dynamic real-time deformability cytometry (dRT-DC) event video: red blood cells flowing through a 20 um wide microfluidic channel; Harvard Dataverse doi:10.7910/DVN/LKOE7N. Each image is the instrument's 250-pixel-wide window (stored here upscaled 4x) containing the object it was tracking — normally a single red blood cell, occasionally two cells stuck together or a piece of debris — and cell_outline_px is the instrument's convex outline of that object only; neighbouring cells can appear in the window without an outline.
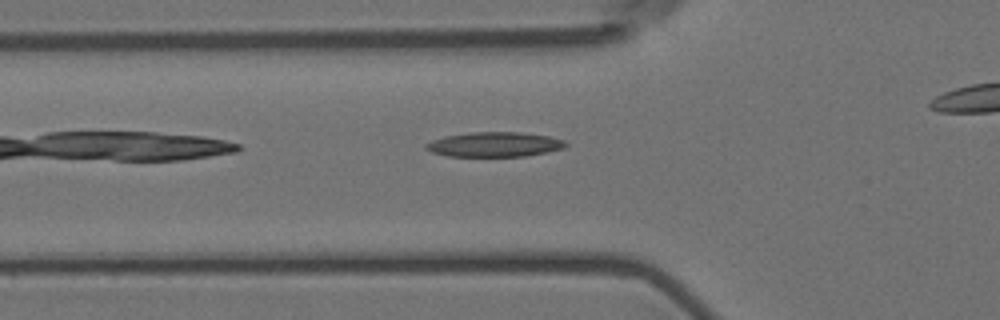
{"species": "Egyptian fruit bat (a non-hibernating species)", "species_latin": "Rousettus aegyptiacus", "temperature_condition": "room temperature", "stored_images_in_passage": 21, "camera_frame_rate_fps": 3000, "um_per_image_px": 0.085, "animal": {"sex": "female"}, "frame": {"image": 1, "passage_image": 4, "time_ms": 1.0, "image_size_px": [1000, 320], "cell_outline_px": [[568, 144], [564, 148], [548, 152], [524, 156], [448, 156], [432, 152], [424, 148], [424, 144], [432, 140], [444, 136], [472, 132], [520, 132], [548, 136], [564, 140]], "centroid_in_image_um": [42.02, 12.27], "position_along_channel_um": 83.8, "area_um2": 20.17}}
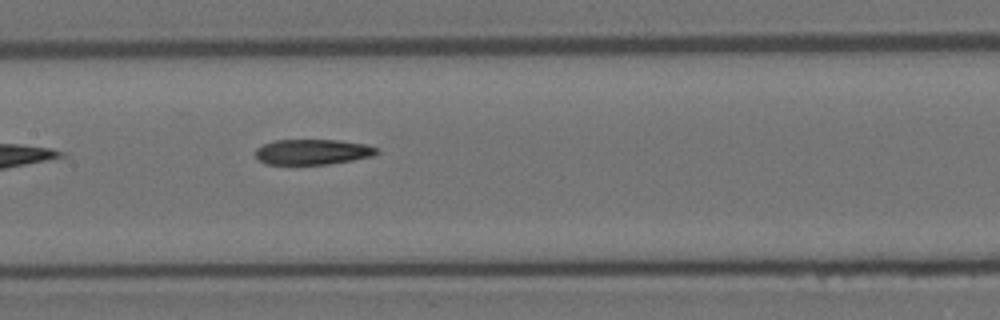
{"frame": {"image": 2, "passage_image": 12, "time_ms": 3.667, "image_size_px": [1000, 320], "cell_outline_px": [[380, 152], [372, 156], [352, 160], [328, 164], [264, 164], [256, 156], [256, 148], [272, 140], [336, 140], [364, 144], [380, 148]], "centroid_in_image_um": [26.58, 12.91], "position_along_channel_um": 180.8, "area_um2": 17.92}}
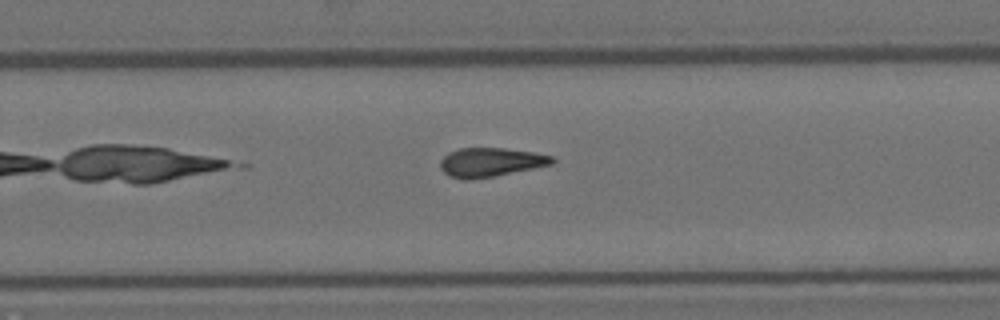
{"frame": {"image": 3, "passage_image": 21, "time_ms": 6.667, "image_size_px": [1000, 320], "cell_outline_px": [[556, 160], [552, 164], [492, 176], [464, 180], [448, 176], [440, 168], [440, 160], [448, 152], [460, 148], [504, 148], [532, 152], [552, 156]], "centroid_in_image_um": [41.65, 13.78], "position_along_channel_um": 288.2, "area_um2": 18.67}}